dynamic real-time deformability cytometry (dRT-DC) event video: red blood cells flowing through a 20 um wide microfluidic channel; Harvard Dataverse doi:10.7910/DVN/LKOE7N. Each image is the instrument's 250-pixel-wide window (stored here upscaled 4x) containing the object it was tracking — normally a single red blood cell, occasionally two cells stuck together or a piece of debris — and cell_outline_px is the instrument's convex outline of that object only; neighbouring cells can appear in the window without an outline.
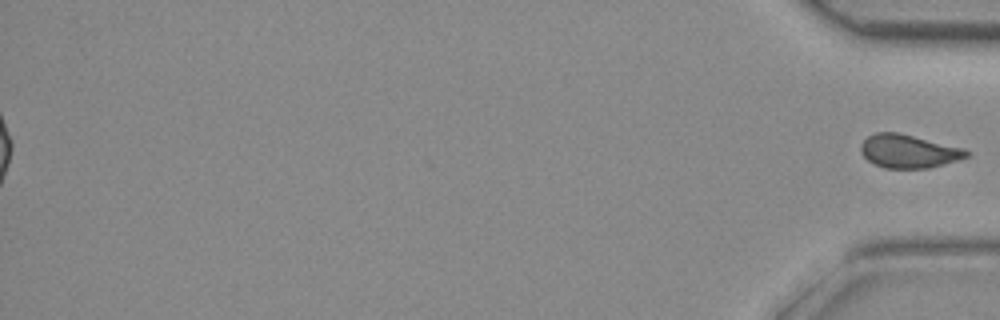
{"species": "common noctule bat (a hibernating species)", "species_latin": "Nyctalus noctula", "temperature_condition": "room temperature", "stored_images_in_passage": 37, "segment_of_instrument_passage": [2, 2], "camera_frame_rate_fps": 3000, "um_per_image_px": 0.085, "animal": {"sex": "female", "body_mass_g": 29.2, "forearm_length_mm": 56.3}, "frame": {"image": 1, "passage_image": 37, "time_ms": 12.0, "image_size_px": [1000, 320], "cell_outline_px": [[972, 152], [968, 156], [944, 164], [928, 168], [884, 168], [868, 160], [860, 152], [860, 144], [868, 136], [876, 132], [896, 132], [964, 148]], "centroid_in_image_um": [77.22, 12.85], "position_along_channel_um": 358.0, "area_um2": 20.4}}